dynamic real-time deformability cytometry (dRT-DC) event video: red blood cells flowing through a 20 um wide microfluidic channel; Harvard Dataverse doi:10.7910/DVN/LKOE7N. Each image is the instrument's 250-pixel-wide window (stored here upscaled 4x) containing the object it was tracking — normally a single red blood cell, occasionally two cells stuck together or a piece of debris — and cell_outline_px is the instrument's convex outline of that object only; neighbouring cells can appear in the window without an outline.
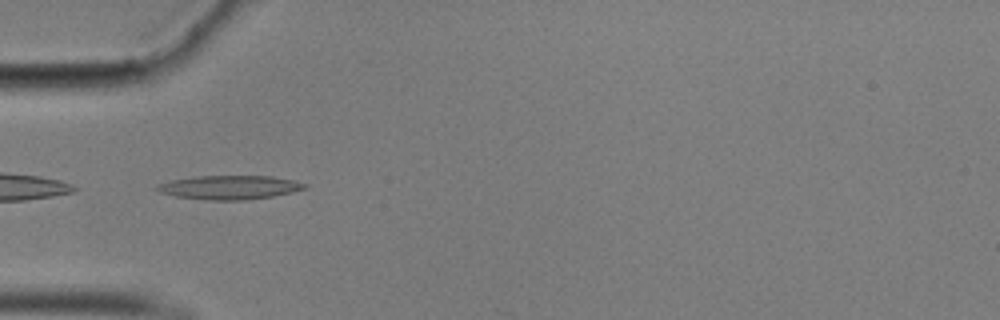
{"species": "common noctule bat (a hibernating species)", "species_latin": "Nyctalus noctula", "temperature_condition": "cold", "stored_images_in_passage": 38, "camera_frame_rate_fps": 3000, "um_per_image_px": 0.085, "animal": {"sex": "male", "body_mass_g": 17.9}, "frame": {"image": 1, "passage_image": 1, "time_ms": 0.0, "image_size_px": [1000, 320], "cell_outline_px": [[308, 188], [292, 192], [272, 196], [244, 200], [208, 200], [176, 196], [160, 192], [156, 188], [156, 184], [172, 180], [196, 176], [272, 176], [292, 180], [308, 184]], "centroid_in_image_um": [19.53, 15.92], "position_along_channel_um": 65.5, "area_um2": 20.46}}
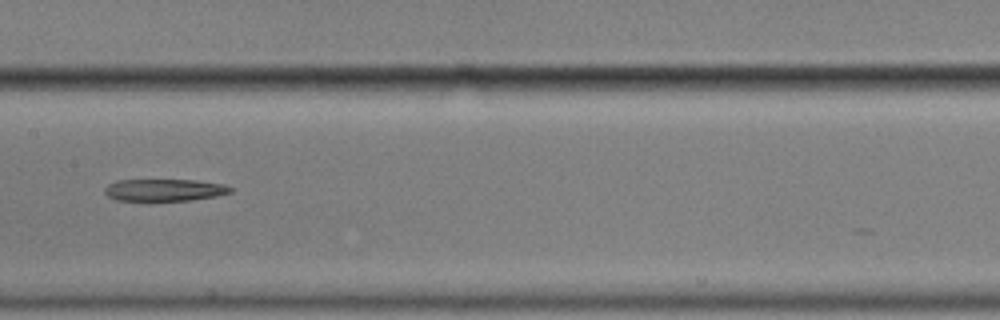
{"frame": {"image": 2, "passage_image": 12, "time_ms": 3.667, "image_size_px": [1000, 320], "cell_outline_px": [[232, 192], [216, 196], [188, 200], [116, 200], [108, 196], [104, 192], [104, 188], [108, 184], [116, 180], [196, 180], [224, 184], [232, 188]], "centroid_in_image_um": [13.96, 16.14], "position_along_channel_um": 193.4, "area_um2": 16.07}}
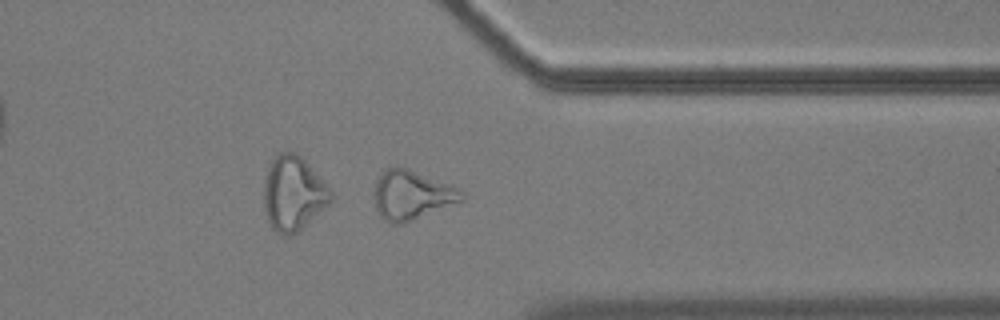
{"frame": {"image": 3, "passage_image": 28, "time_ms": 9.0, "image_size_px": [1000, 320], "cell_outline_px": [[464, 200], [412, 220], [400, 224], [392, 224], [384, 220], [380, 216], [376, 208], [372, 196], [372, 192], [376, 180], [380, 172], [396, 164], [452, 184], [460, 188], [464, 196]], "centroid_in_image_um": [34.96, 16.54], "position_along_channel_um": 376.4, "area_um2": 25.61}}